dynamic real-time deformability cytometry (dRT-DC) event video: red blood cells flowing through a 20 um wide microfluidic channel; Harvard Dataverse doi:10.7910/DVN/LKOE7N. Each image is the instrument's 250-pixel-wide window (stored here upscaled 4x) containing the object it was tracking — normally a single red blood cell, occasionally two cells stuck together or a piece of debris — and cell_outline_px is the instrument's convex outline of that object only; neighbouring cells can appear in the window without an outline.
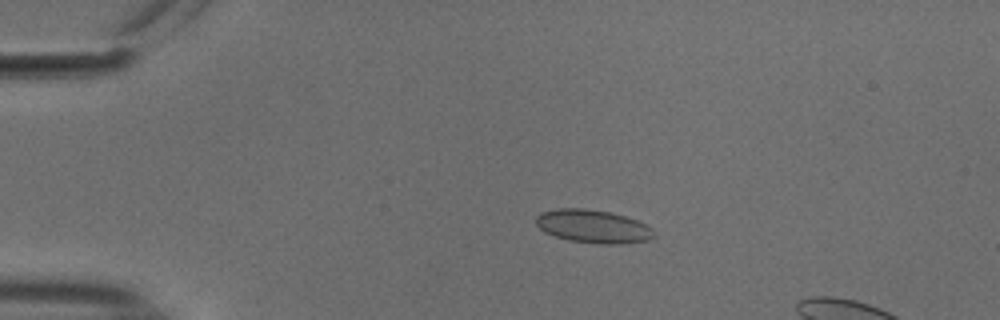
{"species": "common noctule bat (a hibernating species)", "species_latin": "Nyctalus noctula", "temperature_condition": "cold", "stored_images_in_passage": 15, "camera_frame_rate_fps": 3000, "um_per_image_px": 0.085, "animal": {"sex": "male", "body_mass_g": 18.8}, "frame": {"image": 1, "passage_image": 9, "time_ms": 2.667, "image_size_px": [1000, 320], "cell_outline_px": [[656, 236], [648, 240], [620, 244], [600, 244], [568, 240], [544, 232], [536, 224], [536, 216], [540, 212], [556, 208], [584, 208], [608, 212], [624, 216], [636, 220], [652, 228], [656, 232]], "centroid_in_image_um": [50.4, 19.24], "position_along_channel_um": 34.6, "area_um2": 22.89}}